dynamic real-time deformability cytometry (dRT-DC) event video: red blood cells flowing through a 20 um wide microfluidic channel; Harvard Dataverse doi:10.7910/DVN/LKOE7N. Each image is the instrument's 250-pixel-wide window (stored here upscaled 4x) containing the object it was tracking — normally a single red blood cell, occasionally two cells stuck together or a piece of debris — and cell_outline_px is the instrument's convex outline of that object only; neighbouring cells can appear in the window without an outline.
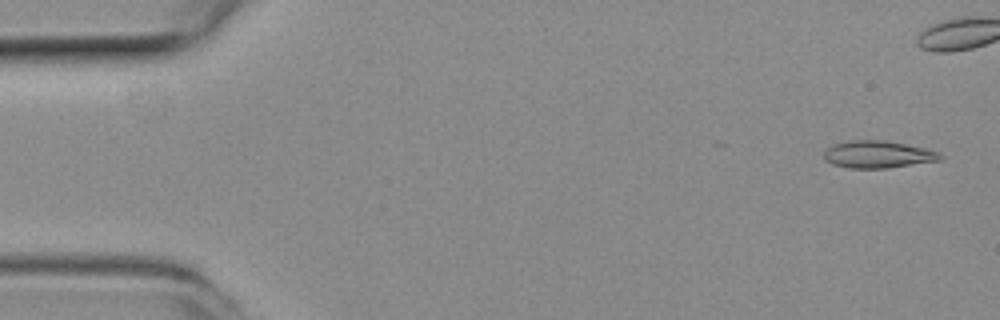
{"species": "common noctule bat (a hibernating species)", "species_latin": "Nyctalus noctula", "temperature_condition": "room temperature", "stored_images_in_passage": 8, "camera_frame_rate_fps": 3000, "um_per_image_px": 0.085, "animal": {"sex": "female", "body_mass_g": 19.3, "forearm_length_mm": 54.1}, "frame": {"image": 1, "passage_image": 2, "time_ms": 0.333, "image_size_px": [1000, 320], "cell_outline_px": [[944, 160], [888, 168], [848, 168], [832, 164], [824, 160], [824, 152], [828, 148], [836, 144], [848, 140], [884, 140], [924, 148], [940, 152], [944, 156]], "centroid_in_image_um": [74.66, 13.13], "position_along_channel_um": 10.3, "area_um2": 18.55}}